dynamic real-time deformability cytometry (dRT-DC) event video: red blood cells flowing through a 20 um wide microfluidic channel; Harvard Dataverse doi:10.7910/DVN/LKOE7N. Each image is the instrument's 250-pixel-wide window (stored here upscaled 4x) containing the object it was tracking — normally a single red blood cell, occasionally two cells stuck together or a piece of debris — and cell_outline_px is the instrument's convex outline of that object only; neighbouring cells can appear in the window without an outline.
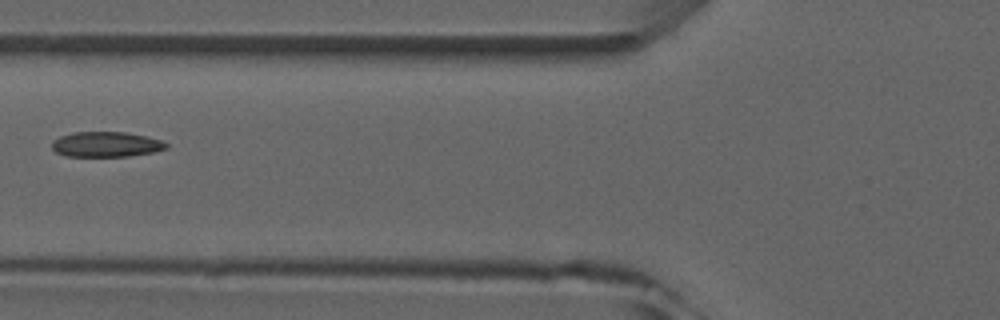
{"species": "common noctule bat (a hibernating species)", "species_latin": "Nyctalus noctula", "temperature_condition": "room temperature", "stored_images_in_passage": 6, "camera_frame_rate_fps": 3000, "um_per_image_px": 0.085, "animal": {"sex": "male", "forearm_length_mm": 52.5}, "frame": {"image": 1, "passage_image": 5, "time_ms": 4.667, "image_size_px": [1000, 320], "cell_outline_px": [[168, 148], [156, 152], [128, 156], [64, 156], [56, 152], [52, 148], [52, 140], [60, 136], [72, 132], [124, 132], [164, 140], [168, 144]], "centroid_in_image_um": [9.03, 12.27], "position_along_channel_um": 116.8, "area_um2": 16.94}}
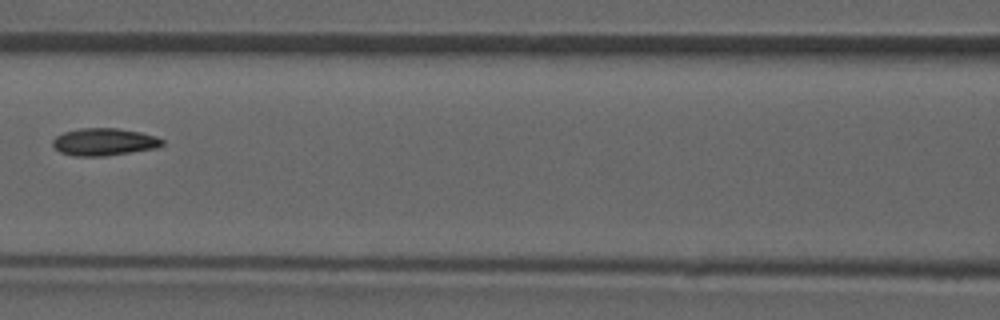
{"frame": {"image": 2, "passage_image": 6, "time_ms": 5.667, "image_size_px": [1000, 320], "cell_outline_px": [[164, 144], [156, 148], [104, 156], [72, 156], [60, 152], [52, 144], [52, 140], [56, 136], [64, 132], [80, 128], [116, 128], [140, 132], [156, 136], [164, 140]], "centroid_in_image_um": [8.84, 12.06], "position_along_channel_um": 157.8, "area_um2": 17.46}}